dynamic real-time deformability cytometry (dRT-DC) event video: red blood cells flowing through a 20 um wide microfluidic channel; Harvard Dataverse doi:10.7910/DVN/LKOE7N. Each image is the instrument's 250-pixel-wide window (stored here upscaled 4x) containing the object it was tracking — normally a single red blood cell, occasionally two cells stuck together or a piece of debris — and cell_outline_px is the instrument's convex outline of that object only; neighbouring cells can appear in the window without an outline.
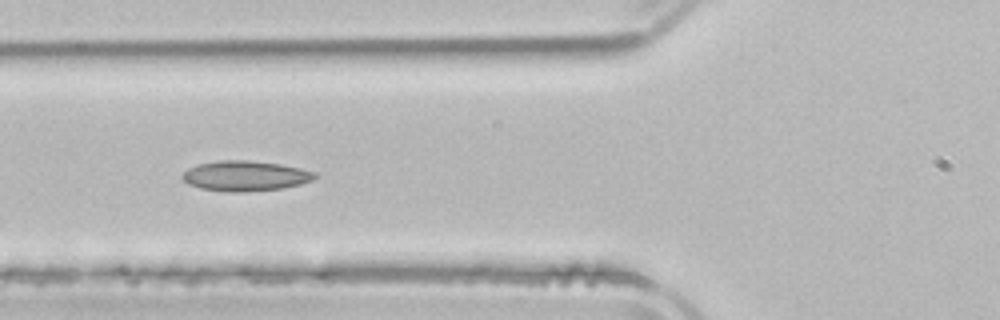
{"species": "common noctule bat (a hibernating species)", "species_latin": "Nyctalus noctula", "temperature_condition": "room temperature", "stored_images_in_passage": 6, "camera_frame_rate_fps": 3000, "um_per_image_px": 0.085, "animal": {"sex": "male", "body_mass_g": 21.5, "forearm_length_mm": 52.0}, "frame": {"image": 1, "passage_image": 5, "time_ms": 6.333, "image_size_px": [1000, 320], "cell_outline_px": [[316, 176], [312, 180], [300, 184], [280, 188], [244, 192], [228, 192], [200, 188], [188, 184], [180, 176], [188, 168], [196, 164], [220, 160], [244, 160], [280, 164], [300, 168], [316, 172]], "centroid_in_image_um": [20.81, 14.95], "position_along_channel_um": 105.0, "area_um2": 23.24}}
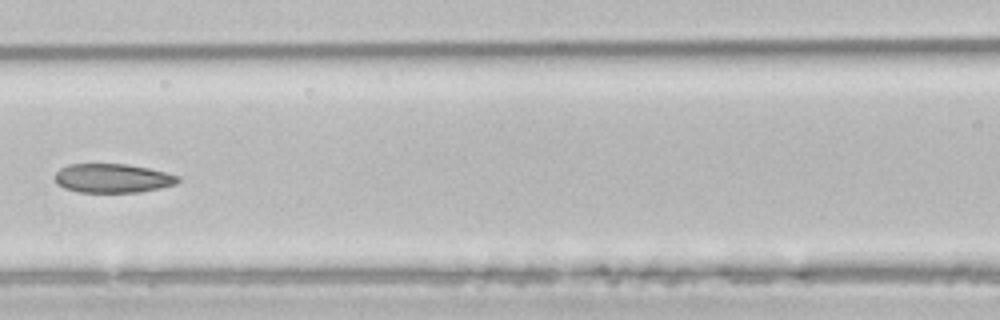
{"frame": {"image": 2, "passage_image": 6, "time_ms": 7.667, "image_size_px": [1000, 320], "cell_outline_px": [[180, 180], [176, 184], [160, 188], [140, 192], [76, 192], [64, 188], [56, 184], [52, 176], [60, 168], [68, 164], [128, 164], [148, 168], [180, 176]], "centroid_in_image_um": [9.53, 15.15], "position_along_channel_um": 157.1, "area_um2": 21.04}}